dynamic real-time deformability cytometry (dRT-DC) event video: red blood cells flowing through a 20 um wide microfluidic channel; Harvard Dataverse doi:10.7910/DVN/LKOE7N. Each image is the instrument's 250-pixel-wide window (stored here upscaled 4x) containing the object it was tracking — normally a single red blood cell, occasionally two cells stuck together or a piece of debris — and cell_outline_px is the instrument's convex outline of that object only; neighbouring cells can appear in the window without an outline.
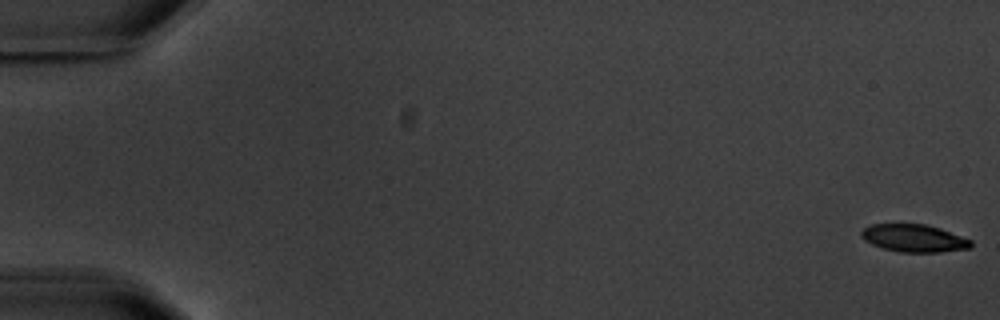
{"species": "common noctule bat (a hibernating species)", "species_latin": "Nyctalus noctula", "temperature_condition": "warm", "stored_images_in_passage": 7, "camera_frame_rate_fps": 3000, "um_per_image_px": 0.085, "animal": {"sex": "male", "body_mass_g": 20.1, "forearm_length_mm": 53.5}, "frame": {"image": 1, "passage_image": 1, "time_ms": 0.0, "image_size_px": [1000, 320], "cell_outline_px": [[972, 244], [968, 248], [940, 252], [900, 252], [880, 248], [864, 240], [860, 236], [860, 232], [864, 228], [872, 224], [924, 224], [940, 228], [972, 240]], "centroid_in_image_um": [77.65, 20.25], "position_along_channel_um": 7.3, "area_um2": 17.63}}
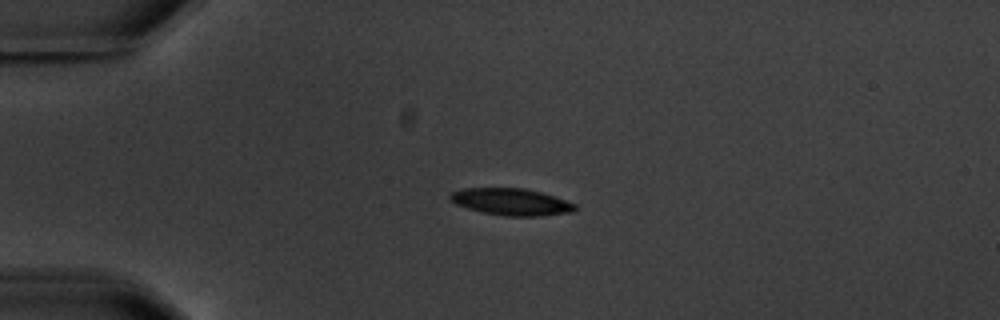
{"frame": {"image": 2, "passage_image": 5, "time_ms": 4.667, "image_size_px": [1000, 320], "cell_outline_px": [[576, 208], [572, 212], [540, 216], [504, 216], [484, 212], [468, 208], [456, 204], [448, 200], [448, 196], [452, 192], [460, 188], [524, 188], [540, 192], [576, 204]], "centroid_in_image_um": [43.41, 17.15], "position_along_channel_um": 41.6, "area_um2": 19.48}}